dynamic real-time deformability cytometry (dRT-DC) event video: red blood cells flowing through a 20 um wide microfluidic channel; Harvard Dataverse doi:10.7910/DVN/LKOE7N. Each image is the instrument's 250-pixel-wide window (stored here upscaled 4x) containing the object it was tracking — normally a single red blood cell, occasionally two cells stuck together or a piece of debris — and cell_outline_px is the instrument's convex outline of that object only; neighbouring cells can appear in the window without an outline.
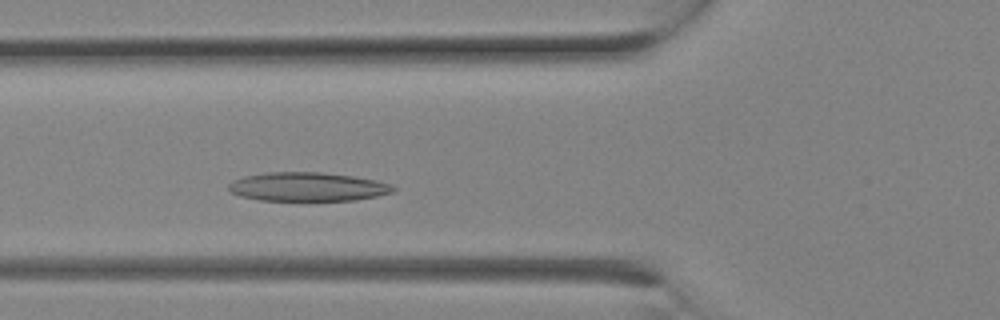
{"species": "Egyptian fruit bat (a non-hibernating species)", "species_latin": "Rousettus aegyptiacus", "temperature_condition": "room temperature", "stored_images_in_passage": 5, "camera_frame_rate_fps": 3000, "um_per_image_px": 0.085, "animal": {"sex": "female"}, "frame": {"image": 1, "passage_image": 5, "time_ms": 1.333, "image_size_px": [1000, 320], "cell_outline_px": [[396, 188], [392, 192], [376, 196], [356, 200], [260, 200], [240, 196], [232, 192], [228, 188], [228, 184], [232, 180], [244, 176], [264, 172], [320, 172], [352, 176], [376, 180], [392, 184]], "centroid_in_image_um": [26.13, 15.87], "position_along_channel_um": 99.7, "area_um2": 27.63}}